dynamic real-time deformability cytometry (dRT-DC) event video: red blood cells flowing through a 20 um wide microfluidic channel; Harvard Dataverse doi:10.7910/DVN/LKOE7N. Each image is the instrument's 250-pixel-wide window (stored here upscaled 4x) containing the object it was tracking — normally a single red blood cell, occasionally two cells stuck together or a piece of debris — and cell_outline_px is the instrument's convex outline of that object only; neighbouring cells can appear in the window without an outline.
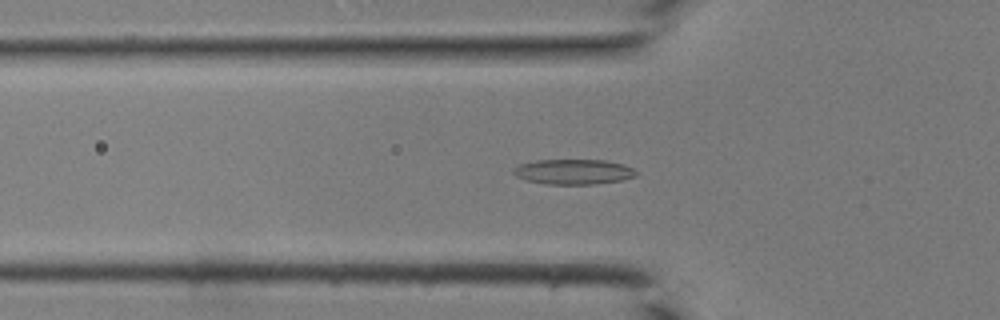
{"species": "common noctule bat (a hibernating species)", "species_latin": "Nyctalus noctula", "temperature_condition": "room temperature", "stored_images_in_passage": 34, "camera_frame_rate_fps": 3000, "um_per_image_px": 0.085, "animal": {"sex": "male", "body_mass_g": 19.0, "forearm_length_mm": 50.8}, "frame": {"image": 1, "passage_image": 6, "time_ms": 1.667, "image_size_px": [1000, 320], "cell_outline_px": [[636, 176], [620, 180], [592, 184], [544, 184], [524, 180], [516, 176], [512, 172], [520, 164], [536, 160], [604, 160], [624, 164], [632, 168], [636, 172]], "centroid_in_image_um": [48.72, 14.6], "position_along_channel_um": 77.1, "area_um2": 17.86}}
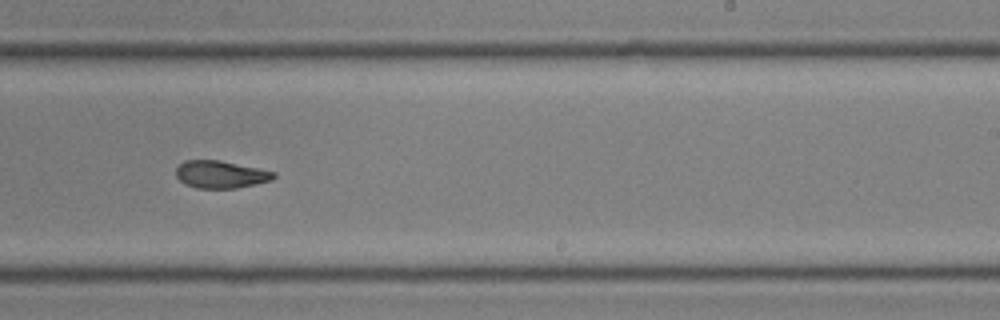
{"frame": {"image": 2, "passage_image": 18, "time_ms": 5.667, "image_size_px": [1000, 320], "cell_outline_px": [[276, 176], [272, 180], [256, 184], [236, 188], [196, 188], [184, 184], [176, 176], [176, 168], [184, 160], [220, 160], [260, 168], [276, 172]], "centroid_in_image_um": [18.77, 14.82], "position_along_channel_um": 270.2, "area_um2": 15.78}}
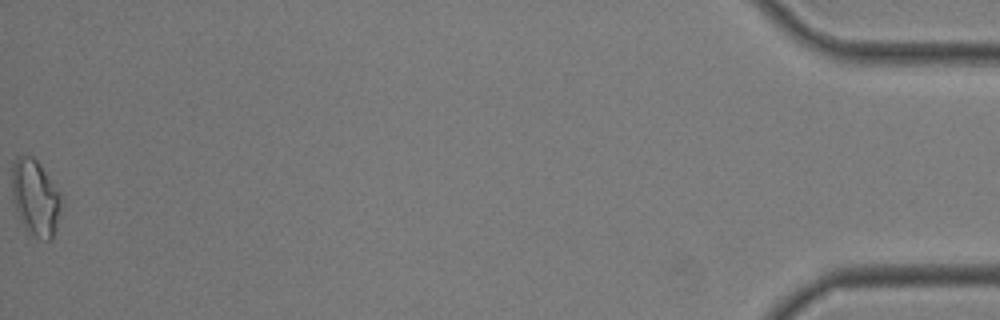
{"frame": {"image": 3, "passage_image": 34, "time_ms": 11.0, "image_size_px": [1000, 320], "cell_outline_px": [[60, 208], [56, 228], [52, 236], [48, 240], [36, 236], [28, 232], [24, 228], [16, 212], [12, 200], [12, 164], [16, 156], [32, 156], [40, 164], [60, 192]], "centroid_in_image_um": [2.97, 16.77], "position_along_channel_um": 432.2, "area_um2": 21.73}}